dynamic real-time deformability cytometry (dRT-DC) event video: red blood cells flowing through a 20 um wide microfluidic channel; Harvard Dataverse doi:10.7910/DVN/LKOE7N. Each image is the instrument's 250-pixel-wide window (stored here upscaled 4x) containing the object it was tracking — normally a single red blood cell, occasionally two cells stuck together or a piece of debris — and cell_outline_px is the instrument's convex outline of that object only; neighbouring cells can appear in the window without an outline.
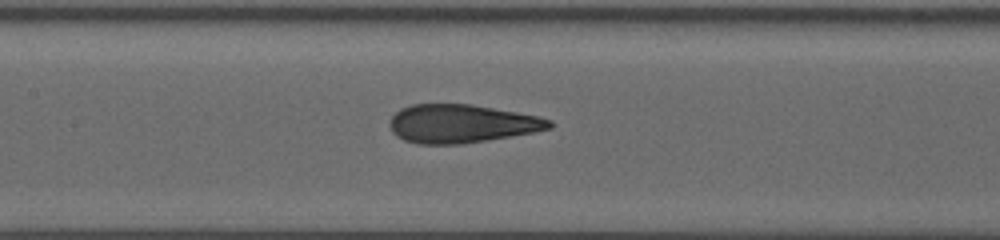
{"species": "human", "species_latin": "Homo sapiens", "temperature_condition": "warm", "stored_images_in_passage": 11, "segment_of_instrument_passage": [1, 2], "camera_frame_rate_fps": 3000, "um_per_image_px": 0.085, "donor": {"sex": "female"}, "frame": {"image": 1, "passage_image": 10, "time_ms": 7.333, "image_size_px": [1000, 240], "cell_outline_px": [[552, 128], [536, 132], [488, 140], [460, 144], [420, 144], [404, 140], [396, 136], [392, 132], [388, 124], [392, 116], [400, 108], [412, 104], [472, 104], [516, 112], [536, 116], [552, 120]], "centroid_in_image_um": [39.21, 10.51], "position_along_channel_um": 168.2, "area_um2": 35.84}}